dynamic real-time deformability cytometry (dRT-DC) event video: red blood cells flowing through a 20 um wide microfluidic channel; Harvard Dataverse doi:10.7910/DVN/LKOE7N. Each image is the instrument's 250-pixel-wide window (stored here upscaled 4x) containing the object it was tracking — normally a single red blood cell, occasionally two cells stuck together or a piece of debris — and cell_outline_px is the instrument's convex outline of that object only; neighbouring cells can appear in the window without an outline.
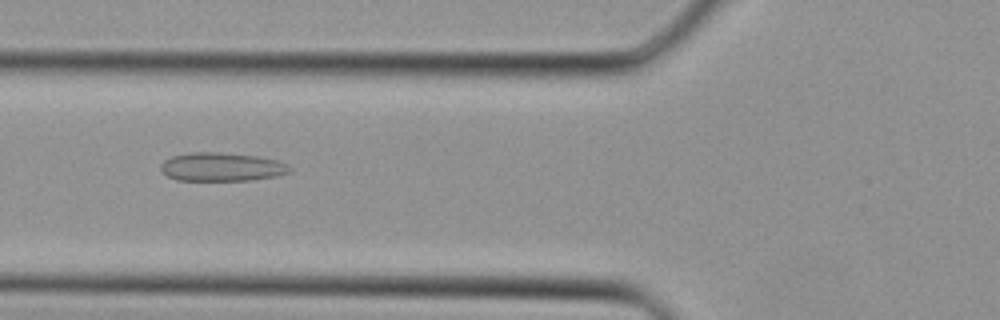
{"species": "Egyptian fruit bat (a non-hibernating species)", "species_latin": "Rousettus aegyptiacus", "temperature_condition": "cold", "stored_images_in_passage": 38, "segment_of_instrument_passage": [1, 2], "camera_frame_rate_fps": 3000, "um_per_image_px": 0.085, "animal": {"sex": "female"}, "frame": {"image": 1, "passage_image": 14, "time_ms": 4.333, "image_size_px": [1000, 320], "cell_outline_px": [[292, 172], [276, 176], [252, 180], [176, 180], [168, 176], [160, 168], [160, 164], [164, 160], [172, 156], [188, 152], [220, 152], [256, 156], [280, 160], [288, 164], [292, 168]], "centroid_in_image_um": [18.88, 14.18], "position_along_channel_um": 106.9, "area_um2": 21.68}}
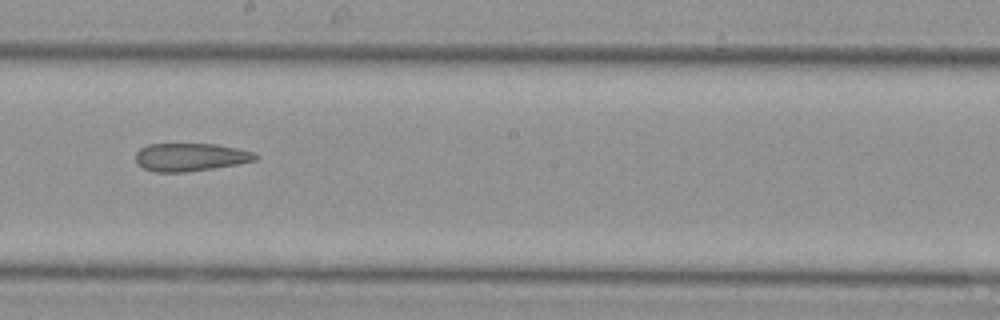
{"frame": {"image": 2, "passage_image": 21, "time_ms": 6.667, "image_size_px": [1000, 320], "cell_outline_px": [[260, 156], [256, 160], [236, 164], [212, 168], [184, 172], [156, 172], [144, 168], [136, 164], [136, 152], [140, 148], [148, 144], [216, 144], [236, 148], [252, 152]], "centroid_in_image_um": [16.15, 13.35], "position_along_channel_um": 232.0, "area_um2": 19.42}}
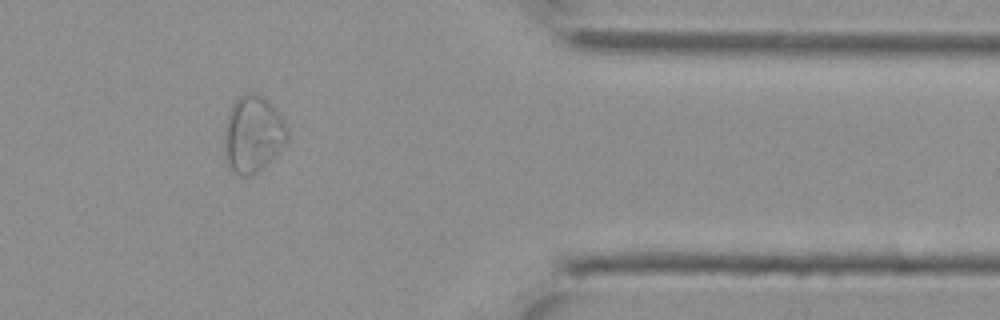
{"frame": {"image": 3, "passage_image": 31, "time_ms": 10.0, "image_size_px": [1000, 320], "cell_outline_px": [[288, 140], [256, 172], [248, 176], [240, 176], [232, 172], [228, 164], [224, 144], [224, 128], [228, 112], [232, 104], [244, 92], [256, 92], [268, 100], [272, 104], [284, 120], [288, 128]], "centroid_in_image_um": [21.48, 11.35], "position_along_channel_um": 389.9, "area_um2": 28.03}}